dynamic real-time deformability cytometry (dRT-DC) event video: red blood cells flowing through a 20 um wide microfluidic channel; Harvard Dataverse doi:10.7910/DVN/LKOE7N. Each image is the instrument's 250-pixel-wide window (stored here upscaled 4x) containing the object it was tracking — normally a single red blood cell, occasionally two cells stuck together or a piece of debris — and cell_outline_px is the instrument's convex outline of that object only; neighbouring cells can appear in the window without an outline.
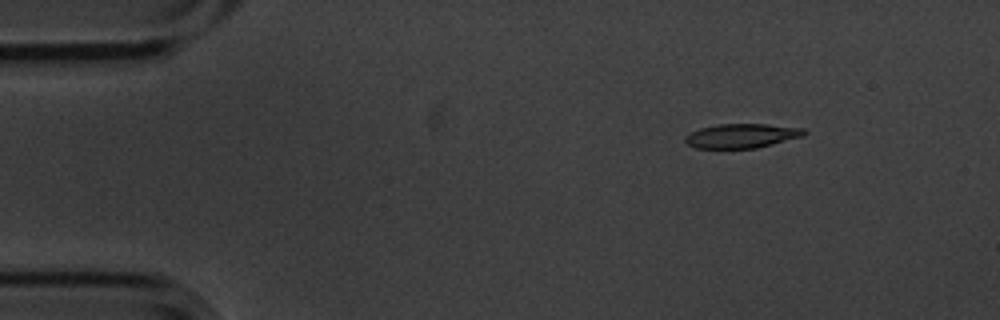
{"species": "common noctule bat (a hibernating species)", "species_latin": "Nyctalus noctula", "temperature_condition": "cold", "stored_images_in_passage": 7, "camera_frame_rate_fps": 3000, "um_per_image_px": 0.085, "animal": {"sex": "male", "body_mass_g": 20.1, "forearm_length_mm": 53.5}, "frame": {"image": 1, "passage_image": 1, "time_ms": 0.0, "image_size_px": [1000, 320], "cell_outline_px": [[808, 132], [804, 136], [756, 148], [696, 148], [688, 144], [684, 140], [684, 136], [700, 128], [716, 124], [764, 124], [804, 128]], "centroid_in_image_um": [63.05, 11.54], "position_along_channel_um": 21.9, "area_um2": 16.82}}
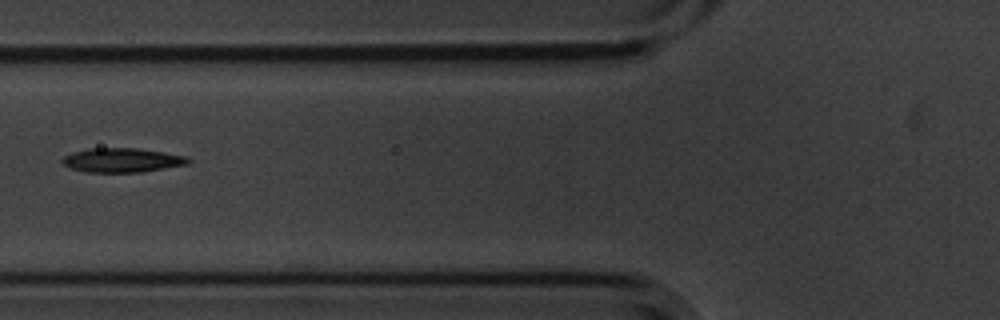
{"frame": {"image": 2, "passage_image": 5, "time_ms": 1.333, "image_size_px": [1000, 320], "cell_outline_px": [[192, 160], [188, 164], [140, 172], [84, 172], [72, 168], [64, 164], [60, 160], [64, 156], [72, 152], [88, 148], [136, 148], [184, 156]], "centroid_in_image_um": [10.33, 13.61], "position_along_channel_um": 115.5, "area_um2": 17.57}}
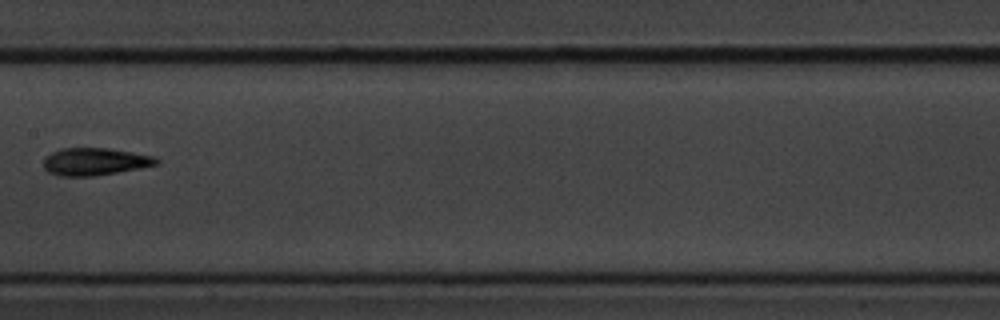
{"frame": {"image": 3, "passage_image": 7, "time_ms": 2.0, "image_size_px": [1000, 320], "cell_outline_px": [[160, 160], [156, 164], [140, 168], [96, 176], [60, 176], [48, 172], [44, 168], [44, 156], [60, 148], [108, 148], [132, 152], [152, 156]], "centroid_in_image_um": [8.02, 13.74], "position_along_channel_um": 199.4, "area_um2": 18.03}}